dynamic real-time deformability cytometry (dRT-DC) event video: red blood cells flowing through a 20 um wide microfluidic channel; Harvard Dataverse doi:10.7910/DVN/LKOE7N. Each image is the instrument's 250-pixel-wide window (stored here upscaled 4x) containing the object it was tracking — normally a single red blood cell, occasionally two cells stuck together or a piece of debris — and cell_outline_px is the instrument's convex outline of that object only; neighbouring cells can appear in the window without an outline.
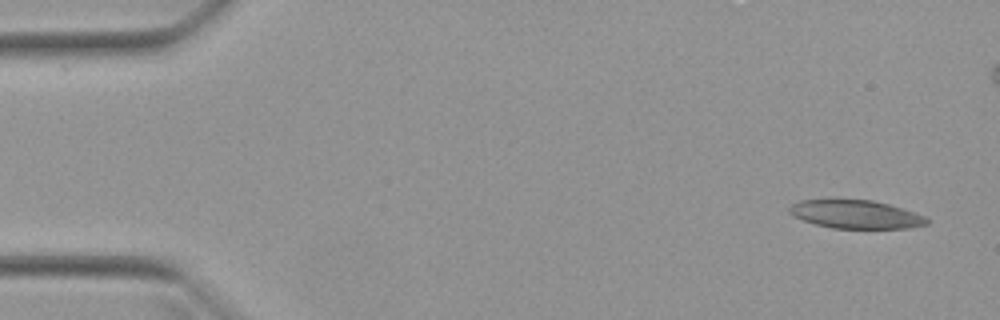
{"species": "Egyptian fruit bat (a non-hibernating species)", "species_latin": "Rousettus aegyptiacus", "temperature_condition": "warm", "stored_images_in_passage": 50, "camera_frame_rate_fps": 3000, "um_per_image_px": 0.085, "animal": {"sex": "female"}, "frame": {"image": 1, "passage_image": 1, "time_ms": 0.0, "image_size_px": [1000, 320], "cell_outline_px": [[928, 224], [908, 228], [832, 228], [816, 224], [792, 216], [788, 212], [788, 208], [792, 204], [800, 200], [872, 200], [888, 204], [924, 216], [928, 220]], "centroid_in_image_um": [72.7, 18.22], "position_along_channel_um": 12.3, "area_um2": 22.37}}
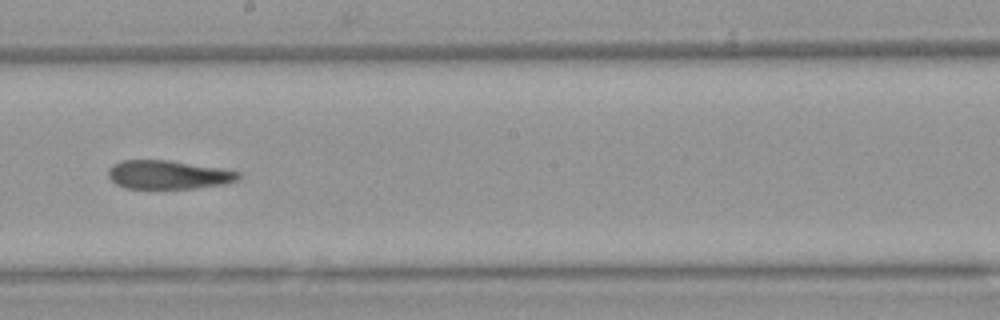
{"frame": {"image": 2, "passage_image": 27, "time_ms": 8.667, "image_size_px": [1000, 320], "cell_outline_px": [[240, 180], [224, 184], [196, 188], [124, 188], [116, 184], [108, 176], [108, 168], [112, 164], [120, 160], [168, 160], [240, 172]], "centroid_in_image_um": [14.26, 14.85], "position_along_channel_um": 233.9, "area_um2": 21.62}}
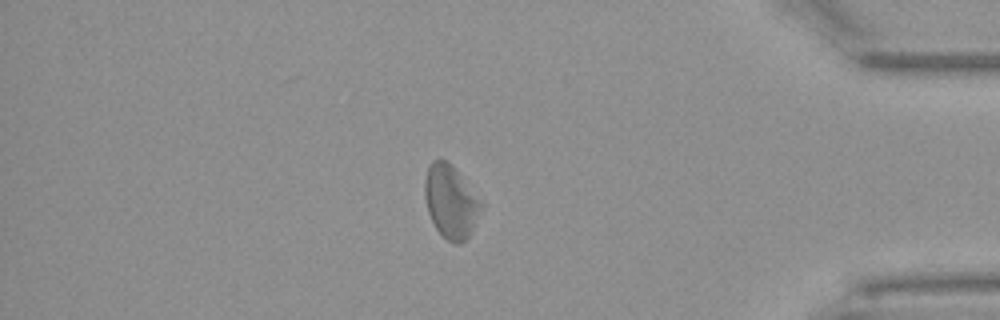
{"frame": {"image": 3, "passage_image": 42, "time_ms": 13.667, "image_size_px": [1000, 320], "cell_outline_px": [[484, 204], [472, 232], [464, 240], [456, 244], [448, 240], [436, 228], [428, 212], [424, 196], [424, 180], [428, 168], [432, 160], [440, 156], [456, 172]], "centroid_in_image_um": [38.29, 17.15], "position_along_channel_um": 396.9, "area_um2": 23.52}, "authors_computed_cell_mechanics": {"area_um2": 23.409, "velocity_mm_per_s": 3.95, "shape_relaxation_time_tau1_ms": null, "shape_relaxation_time_tau2_ms": 9.057, "deformation_change_tau1": null, "deformation_change_tau2": 0.2405}}